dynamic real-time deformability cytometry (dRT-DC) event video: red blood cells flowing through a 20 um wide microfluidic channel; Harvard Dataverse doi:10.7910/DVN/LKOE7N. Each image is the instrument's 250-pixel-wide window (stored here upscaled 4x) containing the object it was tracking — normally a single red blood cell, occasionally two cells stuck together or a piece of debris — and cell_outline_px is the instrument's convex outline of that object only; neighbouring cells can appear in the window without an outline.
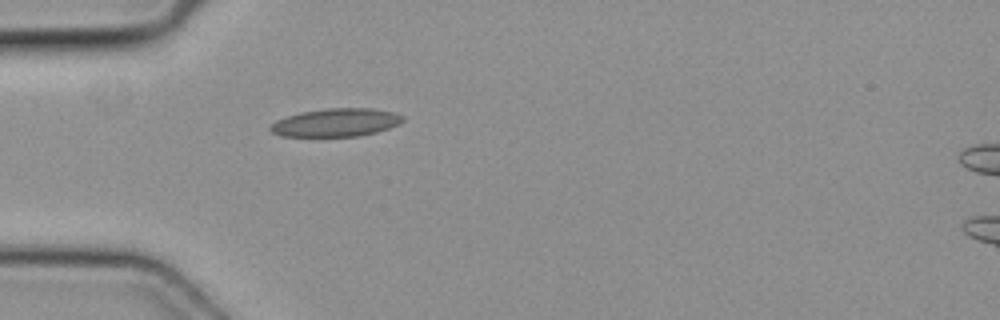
{"species": "common noctule bat (a hibernating species)", "species_latin": "Nyctalus noctula", "temperature_condition": "cold", "stored_images_in_passage": 2, "camera_frame_rate_fps": 3000, "um_per_image_px": 0.085, "animal": {"sex": "female", "body_mass_g": 19.3, "forearm_length_mm": 54.1}, "frame": {"image": 1, "passage_image": 1, "time_ms": 0.0, "image_size_px": [1000, 320], "cell_outline_px": [[404, 120], [400, 124], [376, 132], [360, 136], [280, 136], [272, 132], [268, 128], [276, 120], [300, 112], [328, 108], [372, 108], [396, 112], [404, 116]], "centroid_in_image_um": [28.59, 10.41], "position_along_channel_um": 56.4, "area_um2": 21.79}}